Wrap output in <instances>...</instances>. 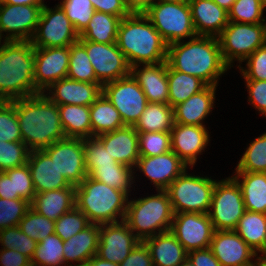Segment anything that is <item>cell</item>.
<instances>
[{
	"label": "cell",
	"mask_w": 266,
	"mask_h": 266,
	"mask_svg": "<svg viewBox=\"0 0 266 266\" xmlns=\"http://www.w3.org/2000/svg\"><path fill=\"white\" fill-rule=\"evenodd\" d=\"M22 142L32 150H43L66 138L60 121L58 105L46 94L15 100Z\"/></svg>",
	"instance_id": "1"
},
{
	"label": "cell",
	"mask_w": 266,
	"mask_h": 266,
	"mask_svg": "<svg viewBox=\"0 0 266 266\" xmlns=\"http://www.w3.org/2000/svg\"><path fill=\"white\" fill-rule=\"evenodd\" d=\"M166 61L173 70L196 76L211 86H217L219 76L229 69L214 36L197 35L186 43L169 44Z\"/></svg>",
	"instance_id": "2"
},
{
	"label": "cell",
	"mask_w": 266,
	"mask_h": 266,
	"mask_svg": "<svg viewBox=\"0 0 266 266\" xmlns=\"http://www.w3.org/2000/svg\"><path fill=\"white\" fill-rule=\"evenodd\" d=\"M116 44L130 67L167 60L168 44L141 13H131L121 19Z\"/></svg>",
	"instance_id": "3"
},
{
	"label": "cell",
	"mask_w": 266,
	"mask_h": 266,
	"mask_svg": "<svg viewBox=\"0 0 266 266\" xmlns=\"http://www.w3.org/2000/svg\"><path fill=\"white\" fill-rule=\"evenodd\" d=\"M35 52L30 41H6L0 50V101L35 95Z\"/></svg>",
	"instance_id": "4"
},
{
	"label": "cell",
	"mask_w": 266,
	"mask_h": 266,
	"mask_svg": "<svg viewBox=\"0 0 266 266\" xmlns=\"http://www.w3.org/2000/svg\"><path fill=\"white\" fill-rule=\"evenodd\" d=\"M75 201L90 223L102 225L125 219L128 195L87 176L75 188Z\"/></svg>",
	"instance_id": "5"
},
{
	"label": "cell",
	"mask_w": 266,
	"mask_h": 266,
	"mask_svg": "<svg viewBox=\"0 0 266 266\" xmlns=\"http://www.w3.org/2000/svg\"><path fill=\"white\" fill-rule=\"evenodd\" d=\"M152 195L138 200H130L124 221L129 228L137 231L135 236L140 240L170 231L174 212L166 190H158ZM158 231V233L156 232Z\"/></svg>",
	"instance_id": "6"
},
{
	"label": "cell",
	"mask_w": 266,
	"mask_h": 266,
	"mask_svg": "<svg viewBox=\"0 0 266 266\" xmlns=\"http://www.w3.org/2000/svg\"><path fill=\"white\" fill-rule=\"evenodd\" d=\"M216 180L192 176L186 170L166 189L174 213H208Z\"/></svg>",
	"instance_id": "7"
},
{
	"label": "cell",
	"mask_w": 266,
	"mask_h": 266,
	"mask_svg": "<svg viewBox=\"0 0 266 266\" xmlns=\"http://www.w3.org/2000/svg\"><path fill=\"white\" fill-rule=\"evenodd\" d=\"M144 15L168 45L181 41L183 38L197 36L188 2L171 3L158 1Z\"/></svg>",
	"instance_id": "8"
},
{
	"label": "cell",
	"mask_w": 266,
	"mask_h": 266,
	"mask_svg": "<svg viewBox=\"0 0 266 266\" xmlns=\"http://www.w3.org/2000/svg\"><path fill=\"white\" fill-rule=\"evenodd\" d=\"M218 39L222 58L231 67L234 59L239 63L243 62L256 49L266 44V22L247 24L229 21Z\"/></svg>",
	"instance_id": "9"
},
{
	"label": "cell",
	"mask_w": 266,
	"mask_h": 266,
	"mask_svg": "<svg viewBox=\"0 0 266 266\" xmlns=\"http://www.w3.org/2000/svg\"><path fill=\"white\" fill-rule=\"evenodd\" d=\"M245 211L241 188L233 177L215 183L208 212L214 230H235Z\"/></svg>",
	"instance_id": "10"
},
{
	"label": "cell",
	"mask_w": 266,
	"mask_h": 266,
	"mask_svg": "<svg viewBox=\"0 0 266 266\" xmlns=\"http://www.w3.org/2000/svg\"><path fill=\"white\" fill-rule=\"evenodd\" d=\"M79 40V34L60 5L50 9L44 5L36 28L30 40L34 47H65Z\"/></svg>",
	"instance_id": "11"
},
{
	"label": "cell",
	"mask_w": 266,
	"mask_h": 266,
	"mask_svg": "<svg viewBox=\"0 0 266 266\" xmlns=\"http://www.w3.org/2000/svg\"><path fill=\"white\" fill-rule=\"evenodd\" d=\"M102 93L118 110L127 126H133L138 121L148 103L143 90L131 75L104 84Z\"/></svg>",
	"instance_id": "12"
},
{
	"label": "cell",
	"mask_w": 266,
	"mask_h": 266,
	"mask_svg": "<svg viewBox=\"0 0 266 266\" xmlns=\"http://www.w3.org/2000/svg\"><path fill=\"white\" fill-rule=\"evenodd\" d=\"M78 41L85 47L97 81L102 86L130 75V65L116 43L104 44L88 40Z\"/></svg>",
	"instance_id": "13"
},
{
	"label": "cell",
	"mask_w": 266,
	"mask_h": 266,
	"mask_svg": "<svg viewBox=\"0 0 266 266\" xmlns=\"http://www.w3.org/2000/svg\"><path fill=\"white\" fill-rule=\"evenodd\" d=\"M43 150L71 185L78 186L87 177L83 138L66 137Z\"/></svg>",
	"instance_id": "14"
},
{
	"label": "cell",
	"mask_w": 266,
	"mask_h": 266,
	"mask_svg": "<svg viewBox=\"0 0 266 266\" xmlns=\"http://www.w3.org/2000/svg\"><path fill=\"white\" fill-rule=\"evenodd\" d=\"M214 231L208 213H174L170 227L187 252L208 248Z\"/></svg>",
	"instance_id": "15"
},
{
	"label": "cell",
	"mask_w": 266,
	"mask_h": 266,
	"mask_svg": "<svg viewBox=\"0 0 266 266\" xmlns=\"http://www.w3.org/2000/svg\"><path fill=\"white\" fill-rule=\"evenodd\" d=\"M44 5L0 3V31L9 32L6 41H30L36 31Z\"/></svg>",
	"instance_id": "16"
},
{
	"label": "cell",
	"mask_w": 266,
	"mask_h": 266,
	"mask_svg": "<svg viewBox=\"0 0 266 266\" xmlns=\"http://www.w3.org/2000/svg\"><path fill=\"white\" fill-rule=\"evenodd\" d=\"M35 52V95L44 93L53 83L67 76L70 46L34 47Z\"/></svg>",
	"instance_id": "17"
},
{
	"label": "cell",
	"mask_w": 266,
	"mask_h": 266,
	"mask_svg": "<svg viewBox=\"0 0 266 266\" xmlns=\"http://www.w3.org/2000/svg\"><path fill=\"white\" fill-rule=\"evenodd\" d=\"M140 242L127 223L100 225L97 256L109 262L120 264Z\"/></svg>",
	"instance_id": "18"
},
{
	"label": "cell",
	"mask_w": 266,
	"mask_h": 266,
	"mask_svg": "<svg viewBox=\"0 0 266 266\" xmlns=\"http://www.w3.org/2000/svg\"><path fill=\"white\" fill-rule=\"evenodd\" d=\"M209 248L221 266H254L258 254L234 231L215 230Z\"/></svg>",
	"instance_id": "19"
},
{
	"label": "cell",
	"mask_w": 266,
	"mask_h": 266,
	"mask_svg": "<svg viewBox=\"0 0 266 266\" xmlns=\"http://www.w3.org/2000/svg\"><path fill=\"white\" fill-rule=\"evenodd\" d=\"M135 166L153 182L157 191L166 190L188 168L172 150L151 157L140 156Z\"/></svg>",
	"instance_id": "20"
},
{
	"label": "cell",
	"mask_w": 266,
	"mask_h": 266,
	"mask_svg": "<svg viewBox=\"0 0 266 266\" xmlns=\"http://www.w3.org/2000/svg\"><path fill=\"white\" fill-rule=\"evenodd\" d=\"M205 126L175 123L171 133V150L187 165L194 166L198 154L209 142Z\"/></svg>",
	"instance_id": "21"
},
{
	"label": "cell",
	"mask_w": 266,
	"mask_h": 266,
	"mask_svg": "<svg viewBox=\"0 0 266 266\" xmlns=\"http://www.w3.org/2000/svg\"><path fill=\"white\" fill-rule=\"evenodd\" d=\"M97 138L104 144L111 157L130 168L140 158L138 132L133 126H124L112 132L104 133Z\"/></svg>",
	"instance_id": "22"
},
{
	"label": "cell",
	"mask_w": 266,
	"mask_h": 266,
	"mask_svg": "<svg viewBox=\"0 0 266 266\" xmlns=\"http://www.w3.org/2000/svg\"><path fill=\"white\" fill-rule=\"evenodd\" d=\"M130 67V75L143 90L147 102L168 104L169 89L167 61L156 64H144Z\"/></svg>",
	"instance_id": "23"
},
{
	"label": "cell",
	"mask_w": 266,
	"mask_h": 266,
	"mask_svg": "<svg viewBox=\"0 0 266 266\" xmlns=\"http://www.w3.org/2000/svg\"><path fill=\"white\" fill-rule=\"evenodd\" d=\"M48 90L52 96L47 97L57 105L90 106L101 95L102 85L80 82L65 77L53 83Z\"/></svg>",
	"instance_id": "24"
},
{
	"label": "cell",
	"mask_w": 266,
	"mask_h": 266,
	"mask_svg": "<svg viewBox=\"0 0 266 266\" xmlns=\"http://www.w3.org/2000/svg\"><path fill=\"white\" fill-rule=\"evenodd\" d=\"M27 164L30 169L35 193L71 186L44 150L30 151Z\"/></svg>",
	"instance_id": "25"
},
{
	"label": "cell",
	"mask_w": 266,
	"mask_h": 266,
	"mask_svg": "<svg viewBox=\"0 0 266 266\" xmlns=\"http://www.w3.org/2000/svg\"><path fill=\"white\" fill-rule=\"evenodd\" d=\"M197 35L218 37L228 25V11L213 0H189Z\"/></svg>",
	"instance_id": "26"
},
{
	"label": "cell",
	"mask_w": 266,
	"mask_h": 266,
	"mask_svg": "<svg viewBox=\"0 0 266 266\" xmlns=\"http://www.w3.org/2000/svg\"><path fill=\"white\" fill-rule=\"evenodd\" d=\"M217 86L207 85L203 90L190 96L186 101L173 107L177 124L205 126L202 120L211 112Z\"/></svg>",
	"instance_id": "27"
},
{
	"label": "cell",
	"mask_w": 266,
	"mask_h": 266,
	"mask_svg": "<svg viewBox=\"0 0 266 266\" xmlns=\"http://www.w3.org/2000/svg\"><path fill=\"white\" fill-rule=\"evenodd\" d=\"M99 233L100 225L90 223L81 232L64 241L63 261L65 265L69 261H77L80 264L69 266H84L94 255H97Z\"/></svg>",
	"instance_id": "28"
},
{
	"label": "cell",
	"mask_w": 266,
	"mask_h": 266,
	"mask_svg": "<svg viewBox=\"0 0 266 266\" xmlns=\"http://www.w3.org/2000/svg\"><path fill=\"white\" fill-rule=\"evenodd\" d=\"M75 188L71 185L68 188L36 193L30 207L40 215L56 221L76 206Z\"/></svg>",
	"instance_id": "29"
},
{
	"label": "cell",
	"mask_w": 266,
	"mask_h": 266,
	"mask_svg": "<svg viewBox=\"0 0 266 266\" xmlns=\"http://www.w3.org/2000/svg\"><path fill=\"white\" fill-rule=\"evenodd\" d=\"M150 251L154 266H178L188 255L183 245L166 231L143 241Z\"/></svg>",
	"instance_id": "30"
},
{
	"label": "cell",
	"mask_w": 266,
	"mask_h": 266,
	"mask_svg": "<svg viewBox=\"0 0 266 266\" xmlns=\"http://www.w3.org/2000/svg\"><path fill=\"white\" fill-rule=\"evenodd\" d=\"M232 177L241 188L246 210L266 214V173L236 172Z\"/></svg>",
	"instance_id": "31"
},
{
	"label": "cell",
	"mask_w": 266,
	"mask_h": 266,
	"mask_svg": "<svg viewBox=\"0 0 266 266\" xmlns=\"http://www.w3.org/2000/svg\"><path fill=\"white\" fill-rule=\"evenodd\" d=\"M90 119L92 137L126 126L118 110L103 93L90 105Z\"/></svg>",
	"instance_id": "32"
},
{
	"label": "cell",
	"mask_w": 266,
	"mask_h": 266,
	"mask_svg": "<svg viewBox=\"0 0 266 266\" xmlns=\"http://www.w3.org/2000/svg\"><path fill=\"white\" fill-rule=\"evenodd\" d=\"M60 121L66 137H92L90 106L58 105Z\"/></svg>",
	"instance_id": "33"
},
{
	"label": "cell",
	"mask_w": 266,
	"mask_h": 266,
	"mask_svg": "<svg viewBox=\"0 0 266 266\" xmlns=\"http://www.w3.org/2000/svg\"><path fill=\"white\" fill-rule=\"evenodd\" d=\"M174 124V110L169 104L148 102L133 127L137 132H170Z\"/></svg>",
	"instance_id": "34"
},
{
	"label": "cell",
	"mask_w": 266,
	"mask_h": 266,
	"mask_svg": "<svg viewBox=\"0 0 266 266\" xmlns=\"http://www.w3.org/2000/svg\"><path fill=\"white\" fill-rule=\"evenodd\" d=\"M234 231L256 253H266V214L246 210Z\"/></svg>",
	"instance_id": "35"
},
{
	"label": "cell",
	"mask_w": 266,
	"mask_h": 266,
	"mask_svg": "<svg viewBox=\"0 0 266 266\" xmlns=\"http://www.w3.org/2000/svg\"><path fill=\"white\" fill-rule=\"evenodd\" d=\"M121 18L108 13L95 11L85 30L79 35V40L96 43H116L118 27Z\"/></svg>",
	"instance_id": "36"
},
{
	"label": "cell",
	"mask_w": 266,
	"mask_h": 266,
	"mask_svg": "<svg viewBox=\"0 0 266 266\" xmlns=\"http://www.w3.org/2000/svg\"><path fill=\"white\" fill-rule=\"evenodd\" d=\"M167 78L169 89L168 104L172 108L207 86L200 78L173 70L168 64Z\"/></svg>",
	"instance_id": "37"
},
{
	"label": "cell",
	"mask_w": 266,
	"mask_h": 266,
	"mask_svg": "<svg viewBox=\"0 0 266 266\" xmlns=\"http://www.w3.org/2000/svg\"><path fill=\"white\" fill-rule=\"evenodd\" d=\"M132 175V168L116 162L112 166L95 167L87 176L128 195L134 178Z\"/></svg>",
	"instance_id": "38"
},
{
	"label": "cell",
	"mask_w": 266,
	"mask_h": 266,
	"mask_svg": "<svg viewBox=\"0 0 266 266\" xmlns=\"http://www.w3.org/2000/svg\"><path fill=\"white\" fill-rule=\"evenodd\" d=\"M66 77L80 82L100 84L86 49L79 41L70 45L69 68Z\"/></svg>",
	"instance_id": "39"
},
{
	"label": "cell",
	"mask_w": 266,
	"mask_h": 266,
	"mask_svg": "<svg viewBox=\"0 0 266 266\" xmlns=\"http://www.w3.org/2000/svg\"><path fill=\"white\" fill-rule=\"evenodd\" d=\"M64 241L55 233L38 242L31 258L32 266H61Z\"/></svg>",
	"instance_id": "40"
},
{
	"label": "cell",
	"mask_w": 266,
	"mask_h": 266,
	"mask_svg": "<svg viewBox=\"0 0 266 266\" xmlns=\"http://www.w3.org/2000/svg\"><path fill=\"white\" fill-rule=\"evenodd\" d=\"M236 172L266 173V133L249 145L238 162Z\"/></svg>",
	"instance_id": "41"
},
{
	"label": "cell",
	"mask_w": 266,
	"mask_h": 266,
	"mask_svg": "<svg viewBox=\"0 0 266 266\" xmlns=\"http://www.w3.org/2000/svg\"><path fill=\"white\" fill-rule=\"evenodd\" d=\"M19 227L23 233L37 242L55 233V221L40 215L31 207L20 220Z\"/></svg>",
	"instance_id": "42"
},
{
	"label": "cell",
	"mask_w": 266,
	"mask_h": 266,
	"mask_svg": "<svg viewBox=\"0 0 266 266\" xmlns=\"http://www.w3.org/2000/svg\"><path fill=\"white\" fill-rule=\"evenodd\" d=\"M264 9L260 0H236L228 11V20L247 24L264 23Z\"/></svg>",
	"instance_id": "43"
},
{
	"label": "cell",
	"mask_w": 266,
	"mask_h": 266,
	"mask_svg": "<svg viewBox=\"0 0 266 266\" xmlns=\"http://www.w3.org/2000/svg\"><path fill=\"white\" fill-rule=\"evenodd\" d=\"M59 5L65 11L66 16L79 35L85 30L95 13L90 0H63Z\"/></svg>",
	"instance_id": "44"
},
{
	"label": "cell",
	"mask_w": 266,
	"mask_h": 266,
	"mask_svg": "<svg viewBox=\"0 0 266 266\" xmlns=\"http://www.w3.org/2000/svg\"><path fill=\"white\" fill-rule=\"evenodd\" d=\"M0 243L2 249H14L27 256L30 260L38 242L23 233L19 226L8 227L0 230Z\"/></svg>",
	"instance_id": "45"
},
{
	"label": "cell",
	"mask_w": 266,
	"mask_h": 266,
	"mask_svg": "<svg viewBox=\"0 0 266 266\" xmlns=\"http://www.w3.org/2000/svg\"><path fill=\"white\" fill-rule=\"evenodd\" d=\"M0 141H22L15 100L0 101Z\"/></svg>",
	"instance_id": "46"
},
{
	"label": "cell",
	"mask_w": 266,
	"mask_h": 266,
	"mask_svg": "<svg viewBox=\"0 0 266 266\" xmlns=\"http://www.w3.org/2000/svg\"><path fill=\"white\" fill-rule=\"evenodd\" d=\"M89 224L87 216L75 206L55 221V234L66 241L81 232Z\"/></svg>",
	"instance_id": "47"
},
{
	"label": "cell",
	"mask_w": 266,
	"mask_h": 266,
	"mask_svg": "<svg viewBox=\"0 0 266 266\" xmlns=\"http://www.w3.org/2000/svg\"><path fill=\"white\" fill-rule=\"evenodd\" d=\"M139 155L156 156L171 151L170 132H138Z\"/></svg>",
	"instance_id": "48"
},
{
	"label": "cell",
	"mask_w": 266,
	"mask_h": 266,
	"mask_svg": "<svg viewBox=\"0 0 266 266\" xmlns=\"http://www.w3.org/2000/svg\"><path fill=\"white\" fill-rule=\"evenodd\" d=\"M84 155L87 175L95 167L112 166L117 162L106 151L104 144L97 137L84 139Z\"/></svg>",
	"instance_id": "49"
},
{
	"label": "cell",
	"mask_w": 266,
	"mask_h": 266,
	"mask_svg": "<svg viewBox=\"0 0 266 266\" xmlns=\"http://www.w3.org/2000/svg\"><path fill=\"white\" fill-rule=\"evenodd\" d=\"M29 153L22 141H0V172L27 164Z\"/></svg>",
	"instance_id": "50"
},
{
	"label": "cell",
	"mask_w": 266,
	"mask_h": 266,
	"mask_svg": "<svg viewBox=\"0 0 266 266\" xmlns=\"http://www.w3.org/2000/svg\"><path fill=\"white\" fill-rule=\"evenodd\" d=\"M29 208L30 203L24 199L0 198V230L19 226Z\"/></svg>",
	"instance_id": "51"
},
{
	"label": "cell",
	"mask_w": 266,
	"mask_h": 266,
	"mask_svg": "<svg viewBox=\"0 0 266 266\" xmlns=\"http://www.w3.org/2000/svg\"><path fill=\"white\" fill-rule=\"evenodd\" d=\"M8 176H13L14 194L30 204L35 196V188L28 164L4 171Z\"/></svg>",
	"instance_id": "52"
},
{
	"label": "cell",
	"mask_w": 266,
	"mask_h": 266,
	"mask_svg": "<svg viewBox=\"0 0 266 266\" xmlns=\"http://www.w3.org/2000/svg\"><path fill=\"white\" fill-rule=\"evenodd\" d=\"M247 60V70L240 66L245 80L266 81V44L256 49Z\"/></svg>",
	"instance_id": "53"
},
{
	"label": "cell",
	"mask_w": 266,
	"mask_h": 266,
	"mask_svg": "<svg viewBox=\"0 0 266 266\" xmlns=\"http://www.w3.org/2000/svg\"><path fill=\"white\" fill-rule=\"evenodd\" d=\"M249 91V101L266 116V81L245 80Z\"/></svg>",
	"instance_id": "54"
},
{
	"label": "cell",
	"mask_w": 266,
	"mask_h": 266,
	"mask_svg": "<svg viewBox=\"0 0 266 266\" xmlns=\"http://www.w3.org/2000/svg\"><path fill=\"white\" fill-rule=\"evenodd\" d=\"M119 266H154V264L148 247L140 241Z\"/></svg>",
	"instance_id": "55"
},
{
	"label": "cell",
	"mask_w": 266,
	"mask_h": 266,
	"mask_svg": "<svg viewBox=\"0 0 266 266\" xmlns=\"http://www.w3.org/2000/svg\"><path fill=\"white\" fill-rule=\"evenodd\" d=\"M95 11L108 13L121 19L130 15L125 0H90Z\"/></svg>",
	"instance_id": "56"
},
{
	"label": "cell",
	"mask_w": 266,
	"mask_h": 266,
	"mask_svg": "<svg viewBox=\"0 0 266 266\" xmlns=\"http://www.w3.org/2000/svg\"><path fill=\"white\" fill-rule=\"evenodd\" d=\"M187 258L194 266H221L209 247L190 251Z\"/></svg>",
	"instance_id": "57"
},
{
	"label": "cell",
	"mask_w": 266,
	"mask_h": 266,
	"mask_svg": "<svg viewBox=\"0 0 266 266\" xmlns=\"http://www.w3.org/2000/svg\"><path fill=\"white\" fill-rule=\"evenodd\" d=\"M1 266H32L31 260L14 249L0 250Z\"/></svg>",
	"instance_id": "58"
},
{
	"label": "cell",
	"mask_w": 266,
	"mask_h": 266,
	"mask_svg": "<svg viewBox=\"0 0 266 266\" xmlns=\"http://www.w3.org/2000/svg\"><path fill=\"white\" fill-rule=\"evenodd\" d=\"M0 198H20L18 194H14L13 176H8L5 172H0Z\"/></svg>",
	"instance_id": "59"
},
{
	"label": "cell",
	"mask_w": 266,
	"mask_h": 266,
	"mask_svg": "<svg viewBox=\"0 0 266 266\" xmlns=\"http://www.w3.org/2000/svg\"><path fill=\"white\" fill-rule=\"evenodd\" d=\"M155 1L154 0H125V3L130 13L144 14L155 3Z\"/></svg>",
	"instance_id": "60"
},
{
	"label": "cell",
	"mask_w": 266,
	"mask_h": 266,
	"mask_svg": "<svg viewBox=\"0 0 266 266\" xmlns=\"http://www.w3.org/2000/svg\"><path fill=\"white\" fill-rule=\"evenodd\" d=\"M84 266H119V264L106 261L94 255Z\"/></svg>",
	"instance_id": "61"
},
{
	"label": "cell",
	"mask_w": 266,
	"mask_h": 266,
	"mask_svg": "<svg viewBox=\"0 0 266 266\" xmlns=\"http://www.w3.org/2000/svg\"><path fill=\"white\" fill-rule=\"evenodd\" d=\"M0 3L13 5H45L43 0H0Z\"/></svg>",
	"instance_id": "62"
},
{
	"label": "cell",
	"mask_w": 266,
	"mask_h": 266,
	"mask_svg": "<svg viewBox=\"0 0 266 266\" xmlns=\"http://www.w3.org/2000/svg\"><path fill=\"white\" fill-rule=\"evenodd\" d=\"M213 1L216 2L220 7L224 8L226 11H229L236 0H213Z\"/></svg>",
	"instance_id": "63"
},
{
	"label": "cell",
	"mask_w": 266,
	"mask_h": 266,
	"mask_svg": "<svg viewBox=\"0 0 266 266\" xmlns=\"http://www.w3.org/2000/svg\"><path fill=\"white\" fill-rule=\"evenodd\" d=\"M178 266H194L192 262L186 258L182 263H180Z\"/></svg>",
	"instance_id": "64"
},
{
	"label": "cell",
	"mask_w": 266,
	"mask_h": 266,
	"mask_svg": "<svg viewBox=\"0 0 266 266\" xmlns=\"http://www.w3.org/2000/svg\"><path fill=\"white\" fill-rule=\"evenodd\" d=\"M162 2H171V3H184V2H189V0H158Z\"/></svg>",
	"instance_id": "65"
},
{
	"label": "cell",
	"mask_w": 266,
	"mask_h": 266,
	"mask_svg": "<svg viewBox=\"0 0 266 266\" xmlns=\"http://www.w3.org/2000/svg\"><path fill=\"white\" fill-rule=\"evenodd\" d=\"M263 256L259 257V261L262 263L263 266H266V253L262 254Z\"/></svg>",
	"instance_id": "66"
},
{
	"label": "cell",
	"mask_w": 266,
	"mask_h": 266,
	"mask_svg": "<svg viewBox=\"0 0 266 266\" xmlns=\"http://www.w3.org/2000/svg\"><path fill=\"white\" fill-rule=\"evenodd\" d=\"M1 36H3L2 34H1V31H0V43H1V39H2V37ZM1 46H0V50L2 49V47H3V45L2 44H0Z\"/></svg>",
	"instance_id": "67"
},
{
	"label": "cell",
	"mask_w": 266,
	"mask_h": 266,
	"mask_svg": "<svg viewBox=\"0 0 266 266\" xmlns=\"http://www.w3.org/2000/svg\"><path fill=\"white\" fill-rule=\"evenodd\" d=\"M254 266H262V263L258 261Z\"/></svg>",
	"instance_id": "68"
},
{
	"label": "cell",
	"mask_w": 266,
	"mask_h": 266,
	"mask_svg": "<svg viewBox=\"0 0 266 266\" xmlns=\"http://www.w3.org/2000/svg\"><path fill=\"white\" fill-rule=\"evenodd\" d=\"M260 1L266 7V0H260Z\"/></svg>",
	"instance_id": "69"
}]
</instances>
